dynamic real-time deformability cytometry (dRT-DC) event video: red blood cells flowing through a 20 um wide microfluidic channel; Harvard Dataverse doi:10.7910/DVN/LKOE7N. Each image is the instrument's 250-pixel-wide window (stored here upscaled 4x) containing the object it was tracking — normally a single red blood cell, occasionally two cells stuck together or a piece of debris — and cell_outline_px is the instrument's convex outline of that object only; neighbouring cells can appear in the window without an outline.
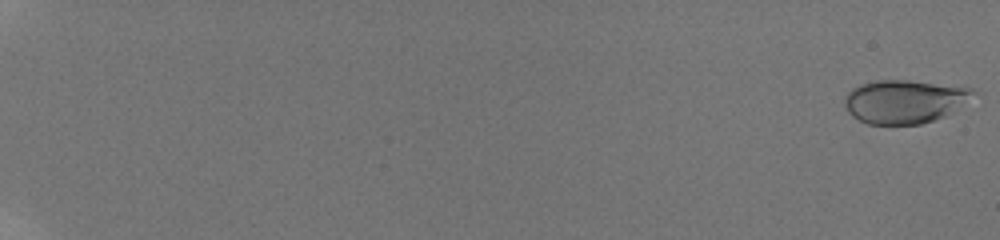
{"species": "human", "species_latin": "Homo sapiens", "temperature_condition": "room temperature", "stored_images_in_passage": 56, "camera_frame_rate_fps": 3000, "um_per_image_px": 0.085, "donor": {"sex": "male"}, "frame": {"image": 1, "passage_image": 1, "time_ms": 0.0, "image_size_px": [1000, 240], "cell_outline_px": [[976, 92], [944, 116], [920, 124], [868, 124], [852, 116], [848, 112], [844, 104], [844, 96], [852, 88], [860, 84], [876, 80], [908, 80], [972, 88]], "centroid_in_image_um": [76.78, 8.62], "position_along_channel_um": 8.2, "area_um2": 32.02}}
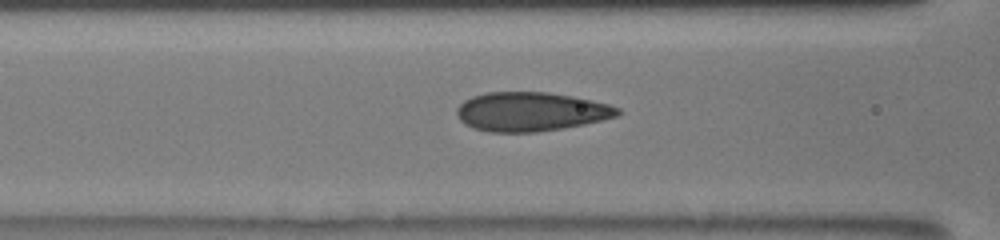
{"frame": {"image": 2, "passage_image": 37, "time_ms": 9.333, "image_size_px": [1000, 240], "cell_outline_px": [[624, 112], [620, 116], [584, 124], [564, 128], [536, 132], [488, 132], [472, 128], [464, 124], [460, 120], [456, 112], [456, 108], [464, 100], [472, 96], [488, 92], [548, 92], [572, 96], [592, 100], [608, 104], [620, 108]], "centroid_in_image_um": [45.14, 9.49], "position_along_channel_um": 121.5, "area_um2": 36.93}}
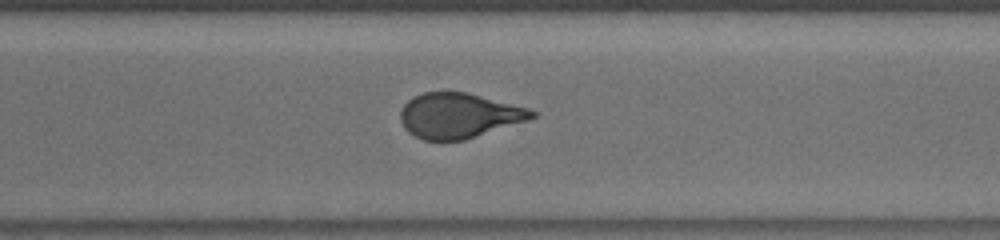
{"frame": {"image": 3, "passage_image": 56, "time_ms": 14.667, "image_size_px": [1000, 240], "cell_outline_px": [[536, 116], [528, 120], [464, 140], [424, 140], [408, 132], [404, 128], [400, 120], [400, 112], [404, 104], [412, 96], [424, 92], [468, 92], [528, 108], [536, 112]], "centroid_in_image_um": [38.98, 9.81], "position_along_channel_um": 331.6, "area_um2": 34.45}}